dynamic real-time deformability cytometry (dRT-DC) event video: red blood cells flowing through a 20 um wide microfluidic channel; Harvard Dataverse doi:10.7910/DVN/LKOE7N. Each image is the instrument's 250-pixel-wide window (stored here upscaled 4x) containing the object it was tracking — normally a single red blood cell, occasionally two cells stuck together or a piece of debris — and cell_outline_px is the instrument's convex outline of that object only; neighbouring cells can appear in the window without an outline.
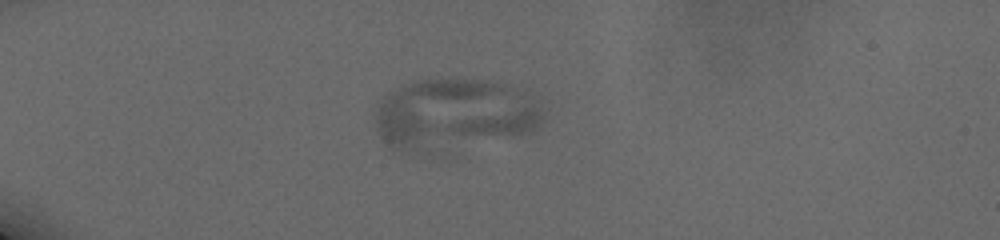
{"species": "human", "species_latin": "Homo sapiens", "temperature_condition": "cold", "stored_images_in_passage": 12, "camera_frame_rate_fps": 3000, "um_per_image_px": 0.085, "donor": {"sex": "male"}, "frame": {"image": 1, "passage_image": 1, "time_ms": 0.0, "image_size_px": [1000, 240], "cell_outline_px": [[544, 116], [540, 124], [536, 128], [528, 132], [512, 136], [400, 156], [392, 152], [384, 140], [376, 124], [376, 108], [380, 100], [384, 96], [400, 88], [424, 80], [480, 80], [496, 84], [524, 92], [540, 108]], "centroid_in_image_um": [38.5, 9.77], "position_along_channel_um": 46.5, "area_um2": 67.74}}
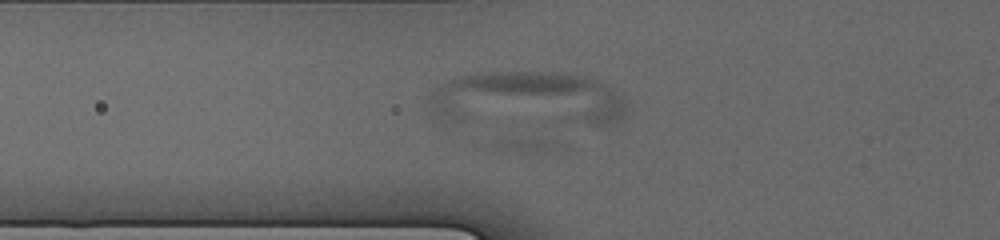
{"frame": {"image": 2, "passage_image": 6, "time_ms": 2.333, "image_size_px": [1000, 240], "cell_outline_px": [[624, 120], [600, 128], [596, 128], [440, 124], [432, 120], [428, 116], [428, 96], [432, 88], [452, 80], [464, 76], [484, 72], [560, 72], [588, 76], [600, 80], [624, 96]], "centroid_in_image_um": [44.74, 8.57], "position_along_channel_um": 81.1, "area_um2": 68.9}}